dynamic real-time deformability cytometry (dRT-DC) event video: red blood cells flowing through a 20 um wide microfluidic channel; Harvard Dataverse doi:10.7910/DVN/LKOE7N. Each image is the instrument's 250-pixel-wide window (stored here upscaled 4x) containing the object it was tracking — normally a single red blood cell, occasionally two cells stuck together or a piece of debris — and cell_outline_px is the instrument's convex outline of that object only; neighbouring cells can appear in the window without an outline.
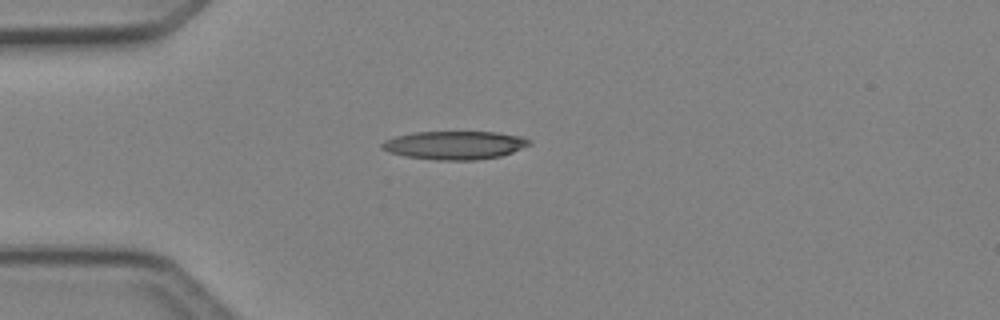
{"species": "Egyptian fruit bat (a non-hibernating species)", "species_latin": "Rousettus aegyptiacus", "temperature_condition": "cold", "stored_images_in_passage": 36, "camera_frame_rate_fps": 3000, "um_per_image_px": 0.085, "animal": {"sex": "female"}, "frame": {"image": 1, "passage_image": 1, "time_ms": 0.0, "image_size_px": [1000, 320], "cell_outline_px": [[532, 144], [512, 152], [500, 156], [476, 160], [436, 160], [404, 156], [388, 152], [380, 148], [380, 144], [384, 140], [396, 136], [412, 132], [496, 132], [524, 136], [532, 140]], "centroid_in_image_um": [38.65, 12.33], "position_along_channel_um": 46.4, "area_um2": 24.62}}
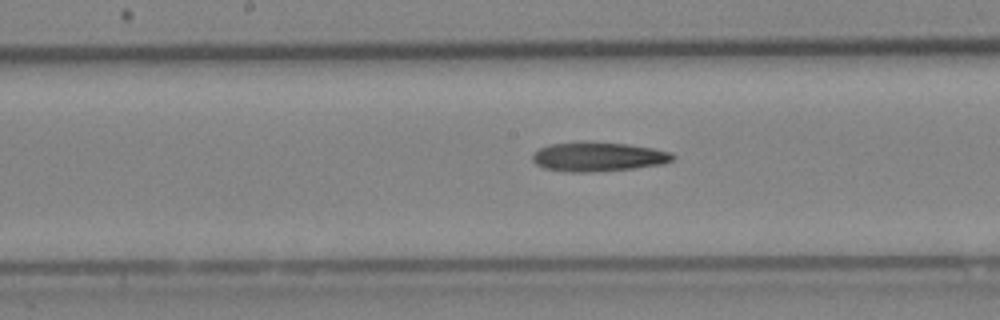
{"frame": {"image": 2, "passage_image": 13, "time_ms": 4.0, "image_size_px": [1000, 320], "cell_outline_px": [[676, 156], [672, 160], [664, 164], [636, 168], [592, 172], [568, 172], [544, 168], [536, 164], [532, 160], [532, 156], [540, 148], [548, 144], [580, 140], [592, 140], [628, 144], [652, 148], [672, 152]], "centroid_in_image_um": [50.85, 13.3], "position_along_channel_um": 197.4, "area_um2": 24.57}}
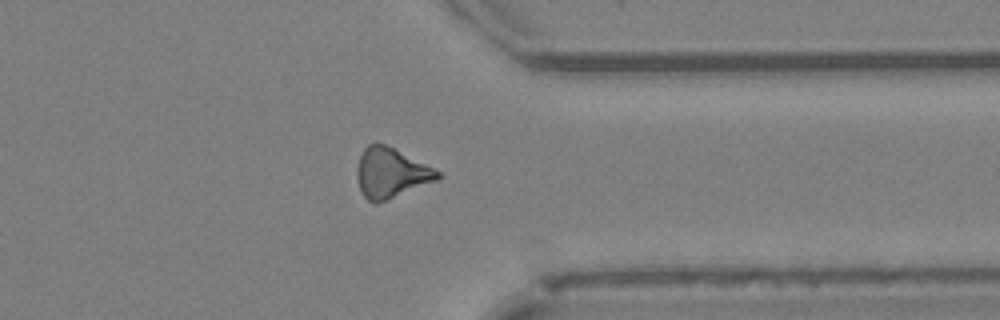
{"frame": {"image": 3, "passage_image": 26, "time_ms": 8.333, "image_size_px": [1000, 320], "cell_outline_px": [[444, 176], [436, 180], [376, 204], [368, 200], [364, 196], [360, 188], [356, 176], [356, 168], [360, 156], [364, 148], [368, 144], [376, 140], [440, 172]], "centroid_in_image_um": [33.17, 14.69], "position_along_channel_um": 378.2, "area_um2": 23.06}}